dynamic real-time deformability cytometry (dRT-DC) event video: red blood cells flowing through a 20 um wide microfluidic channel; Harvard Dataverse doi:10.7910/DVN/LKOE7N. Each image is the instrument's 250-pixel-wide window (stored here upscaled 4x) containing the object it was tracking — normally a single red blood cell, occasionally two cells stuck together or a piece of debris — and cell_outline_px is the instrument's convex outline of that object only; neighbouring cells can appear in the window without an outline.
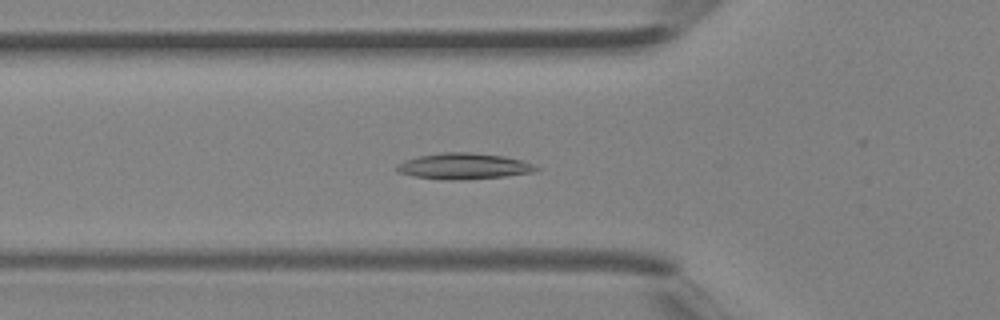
{"species": "Egyptian fruit bat (a non-hibernating species)", "species_latin": "Rousettus aegyptiacus", "temperature_condition": "room temperature", "stored_images_in_passage": 40, "segment_of_instrument_passage": [1, 2], "camera_frame_rate_fps": 3000, "um_per_image_px": 0.085, "animal": {"sex": "female"}, "frame": {"image": 1, "passage_image": 13, "time_ms": 4.0, "image_size_px": [1000, 320], "cell_outline_px": [[540, 168], [532, 172], [504, 176], [464, 180], [448, 180], [412, 176], [396, 172], [396, 164], [404, 160], [416, 156], [444, 152], [468, 152], [504, 156], [520, 160], [532, 164]], "centroid_in_image_um": [39.34, 14.12], "position_along_channel_um": 86.5, "area_um2": 21.15}}
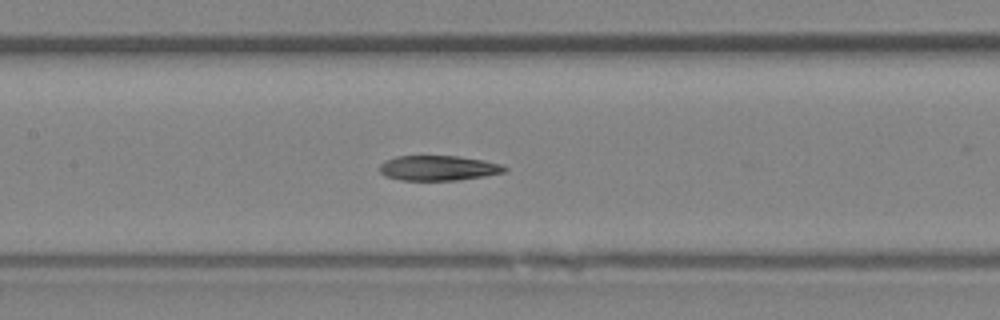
{"frame": {"image": 2, "passage_image": 18, "time_ms": 5.667, "image_size_px": [1000, 320], "cell_outline_px": [[508, 168], [504, 172], [484, 176], [456, 180], [400, 180], [384, 176], [380, 172], [380, 164], [384, 160], [396, 156], [460, 156], [484, 160], [500, 164]], "centroid_in_image_um": [37.23, 14.28], "position_along_channel_um": 170.2, "area_um2": 18.26}}
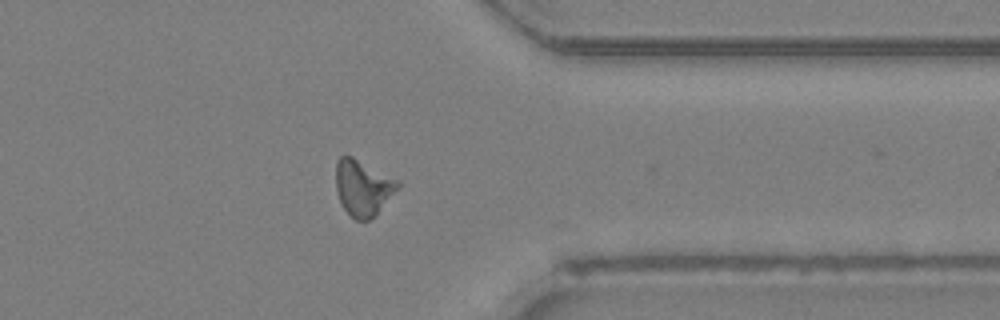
{"frame": {"image": 3, "passage_image": 31, "time_ms": 10.0, "image_size_px": [1000, 320], "cell_outline_px": [[400, 184], [376, 216], [368, 220], [356, 220], [344, 208], [340, 200], [336, 188], [336, 160], [340, 156], [352, 156], [400, 180]], "centroid_in_image_um": [30.85, 15.94], "position_along_channel_um": 380.5, "area_um2": 20.06}}